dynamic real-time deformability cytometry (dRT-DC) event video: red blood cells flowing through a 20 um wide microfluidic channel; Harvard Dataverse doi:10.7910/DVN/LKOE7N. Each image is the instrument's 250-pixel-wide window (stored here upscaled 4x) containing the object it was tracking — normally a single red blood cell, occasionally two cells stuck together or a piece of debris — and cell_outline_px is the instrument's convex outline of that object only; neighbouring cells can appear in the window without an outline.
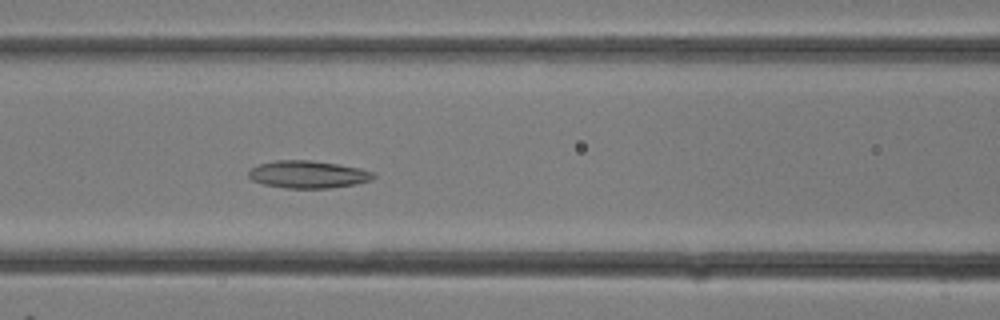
{"species": "common noctule bat (a hibernating species)", "species_latin": "Nyctalus noctula", "temperature_condition": "room temperature", "stored_images_in_passage": 12, "camera_frame_rate_fps": 3000, "um_per_image_px": 0.085, "animal": {"sex": "female"}, "frame": {"image": 1, "passage_image": 12, "time_ms": 3.667, "image_size_px": [1000, 320], "cell_outline_px": [[376, 176], [372, 180], [356, 184], [328, 188], [284, 188], [264, 184], [252, 180], [248, 176], [248, 172], [252, 168], [260, 164], [276, 160], [308, 160], [336, 164], [360, 168], [372, 172]], "centroid_in_image_um": [26.18, 14.83], "position_along_channel_um": 140.4, "area_um2": 19.83}}